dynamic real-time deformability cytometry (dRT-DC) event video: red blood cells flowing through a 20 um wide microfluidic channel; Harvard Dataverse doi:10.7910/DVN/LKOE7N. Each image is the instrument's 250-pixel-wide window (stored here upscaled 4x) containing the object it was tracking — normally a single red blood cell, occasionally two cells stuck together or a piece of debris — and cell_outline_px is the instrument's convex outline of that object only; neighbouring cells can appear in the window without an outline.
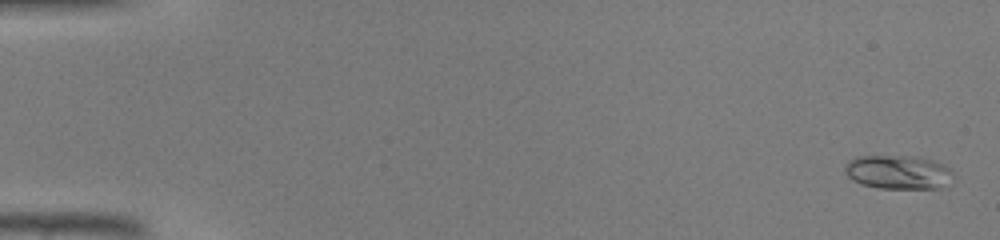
{"species": "common noctule bat (a hibernating species)", "species_latin": "Nyctalus noctula", "temperature_condition": "warm", "stored_images_in_passage": 46, "camera_frame_rate_fps": 3000, "um_per_image_px": 0.085, "animal": {"sex": "male", "body_mass_g": 19.0, "forearm_length_mm": 50.8}, "frame": {"image": 1, "passage_image": 2, "time_ms": 0.333, "image_size_px": [1000, 240], "cell_outline_px": [[956, 176], [948, 188], [880, 188], [860, 184], [852, 180], [844, 172], [844, 168], [848, 160], [856, 156], [912, 156], [936, 160], [944, 164]], "centroid_in_image_um": [76.41, 14.64], "position_along_channel_um": 8.6, "area_um2": 21.96}}
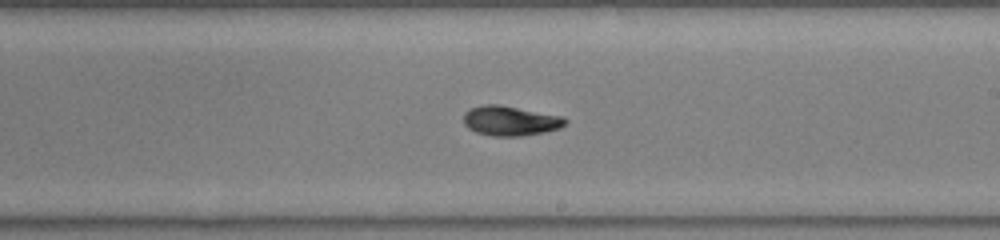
{"frame": {"image": 2, "passage_image": 28, "time_ms": 9.0, "image_size_px": [1000, 240], "cell_outline_px": [[568, 120], [560, 128], [544, 132], [520, 136], [492, 136], [476, 132], [468, 128], [464, 124], [464, 112], [472, 108], [488, 104], [496, 104], [564, 116]], "centroid_in_image_um": [43.39, 10.27], "position_along_channel_um": 245.6, "area_um2": 17.51}}
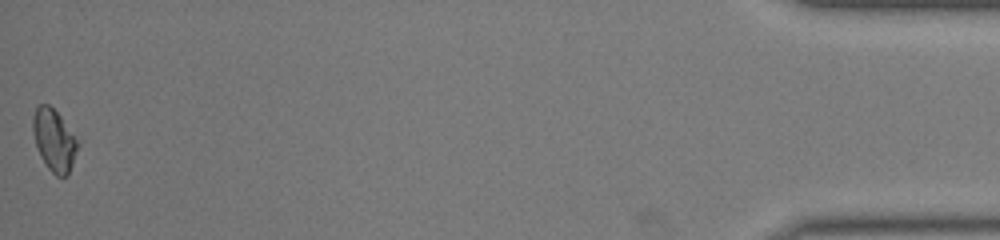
{"frame": {"image": 3, "passage_image": 46, "time_ms": 15.0, "image_size_px": [1000, 240], "cell_outline_px": [[80, 144], [68, 176], [56, 176], [48, 168], [40, 156], [32, 132], [32, 116], [36, 108], [40, 104], [48, 104], [60, 116]], "centroid_in_image_um": [4.59, 11.93], "position_along_channel_um": 430.6, "area_um2": 16.13}}